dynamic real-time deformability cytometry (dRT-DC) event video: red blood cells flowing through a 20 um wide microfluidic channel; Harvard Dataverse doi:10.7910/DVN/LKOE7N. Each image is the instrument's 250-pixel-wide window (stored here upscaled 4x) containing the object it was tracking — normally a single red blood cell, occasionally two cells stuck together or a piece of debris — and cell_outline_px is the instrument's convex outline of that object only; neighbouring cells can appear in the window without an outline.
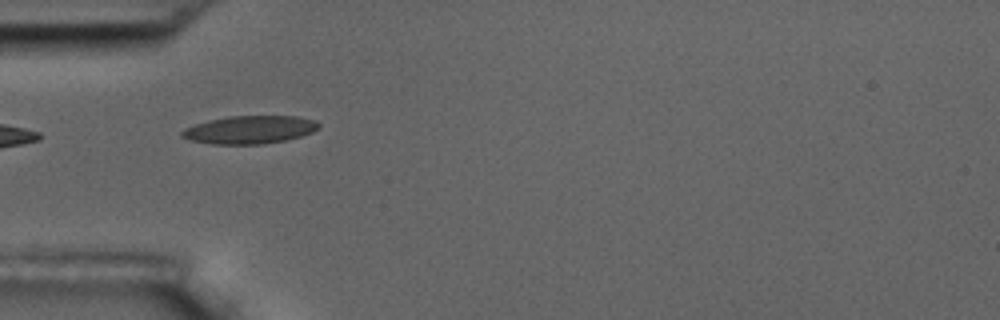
{"species": "common noctule bat (a hibernating species)", "species_latin": "Nyctalus noctula", "temperature_condition": "room temperature", "stored_images_in_passage": 8, "camera_frame_rate_fps": 3000, "um_per_image_px": 0.085, "animal": {"sex": "male", "body_mass_g": 17.5, "forearm_length_mm": 52.3}, "frame": {"image": 1, "passage_image": 3, "time_ms": 3.333, "image_size_px": [1000, 320], "cell_outline_px": [[320, 128], [312, 132], [300, 136], [284, 140], [264, 144], [212, 144], [192, 140], [180, 136], [180, 132], [184, 128], [208, 120], [228, 116], [296, 116], [316, 120], [320, 124]], "centroid_in_image_um": [21.23, 11.02], "position_along_channel_um": 63.8, "area_um2": 22.31}}
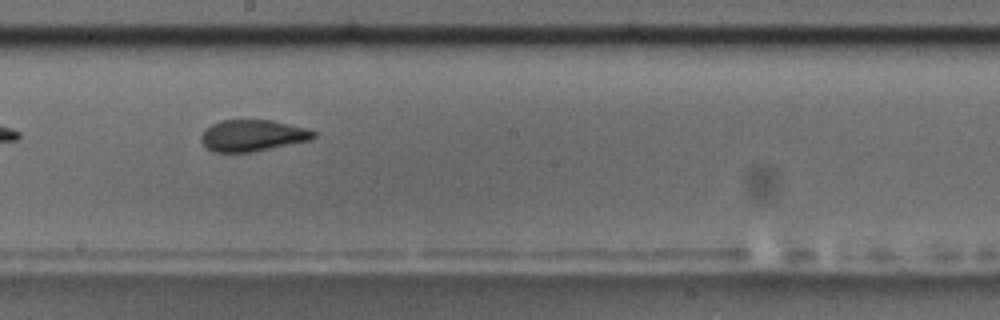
{"frame": {"image": 2, "passage_image": 7, "time_ms": 8.0, "image_size_px": [1000, 320], "cell_outline_px": [[316, 136], [312, 140], [252, 152], [212, 152], [204, 148], [200, 140], [200, 136], [204, 128], [220, 120], [272, 120], [304, 128], [316, 132]], "centroid_in_image_um": [21.41, 11.53], "position_along_channel_um": 226.8, "area_um2": 20.87}}
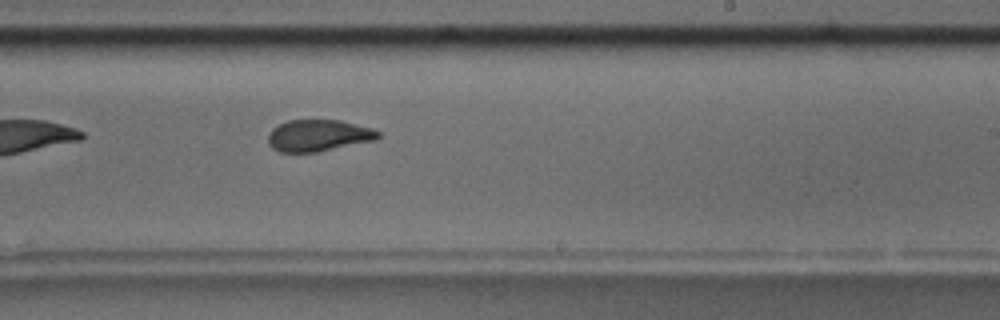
{"frame": {"image": 3, "passage_image": 8, "time_ms": 9.0, "image_size_px": [1000, 320], "cell_outline_px": [[380, 136], [376, 140], [316, 152], [280, 152], [272, 148], [268, 144], [268, 132], [272, 128], [288, 120], [340, 120], [368, 128], [380, 132]], "centroid_in_image_um": [27.02, 11.52], "position_along_channel_um": 262.0, "area_um2": 20.17}}